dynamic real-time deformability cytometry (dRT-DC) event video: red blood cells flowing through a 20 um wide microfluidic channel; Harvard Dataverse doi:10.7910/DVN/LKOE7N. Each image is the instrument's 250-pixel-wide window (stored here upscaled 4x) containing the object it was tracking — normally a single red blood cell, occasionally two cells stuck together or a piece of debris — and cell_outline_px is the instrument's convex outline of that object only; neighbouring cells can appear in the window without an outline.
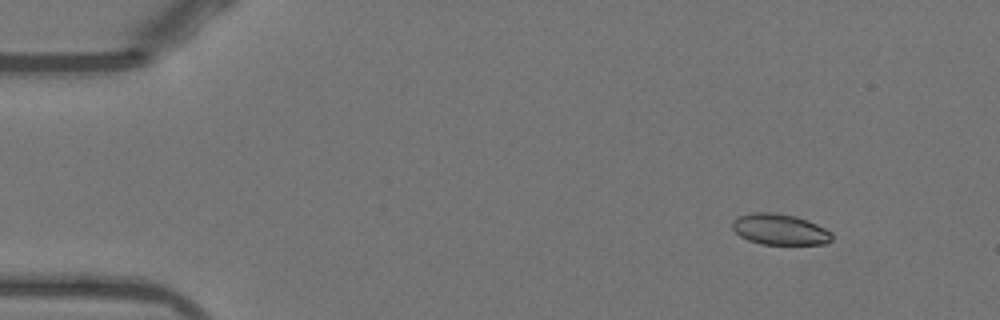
{"species": "Egyptian fruit bat (a non-hibernating species)", "species_latin": "Rousettus aegyptiacus", "temperature_condition": "warm", "stored_images_in_passage": 4, "camera_frame_rate_fps": 3000, "um_per_image_px": 0.085, "animal": {"sex": "female"}, "frame": {"image": 1, "passage_image": 1, "time_ms": 0.0, "image_size_px": [1000, 320], "cell_outline_px": [[832, 240], [824, 244], [760, 244], [748, 240], [740, 236], [732, 228], [732, 220], [740, 216], [752, 212], [776, 212], [796, 216], [808, 220], [832, 232]], "centroid_in_image_um": [66.28, 19.49], "position_along_channel_um": 18.7, "area_um2": 18.03}}